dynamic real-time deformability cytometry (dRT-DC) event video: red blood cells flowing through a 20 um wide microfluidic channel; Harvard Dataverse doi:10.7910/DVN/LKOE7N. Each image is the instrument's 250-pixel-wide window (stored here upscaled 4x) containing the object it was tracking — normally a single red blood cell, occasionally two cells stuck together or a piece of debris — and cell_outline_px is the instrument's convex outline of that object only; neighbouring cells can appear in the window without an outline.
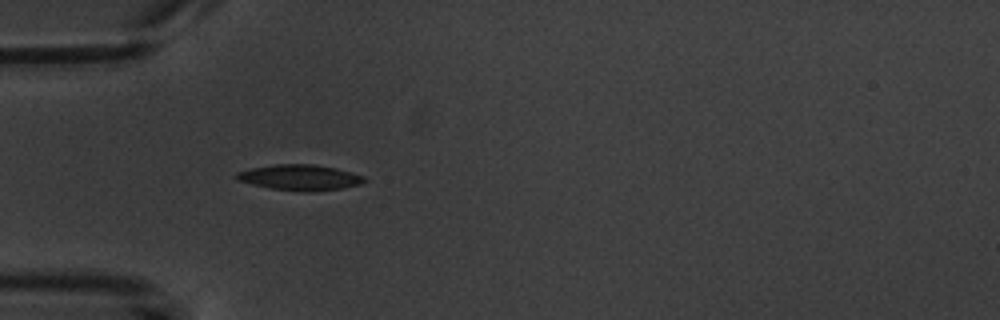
{"species": "common noctule bat (a hibernating species)", "species_latin": "Nyctalus noctula", "temperature_condition": "warm", "stored_images_in_passage": 6, "camera_frame_rate_fps": 3000, "um_per_image_px": 0.085, "animal": {"sex": "male", "body_mass_g": 20.1, "forearm_length_mm": 53.5}, "frame": {"image": 1, "passage_image": 4, "time_ms": 3.667, "image_size_px": [1000, 320], "cell_outline_px": [[368, 180], [360, 184], [340, 188], [308, 192], [300, 192], [272, 188], [252, 184], [236, 180], [232, 176], [236, 172], [252, 168], [276, 164], [312, 164], [336, 168], [352, 172], [364, 176]], "centroid_in_image_um": [25.47, 15.08], "position_along_channel_um": 59.5, "area_um2": 19.13}}
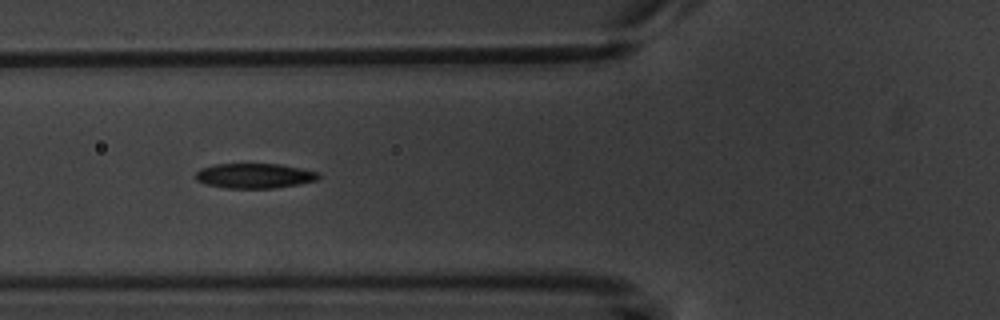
{"frame": {"image": 2, "passage_image": 5, "time_ms": 5.0, "image_size_px": [1000, 320], "cell_outline_px": [[320, 176], [316, 180], [300, 184], [272, 188], [224, 188], [204, 184], [196, 180], [196, 172], [200, 168], [212, 164], [280, 164], [320, 172]], "centroid_in_image_um": [21.61, 14.94], "position_along_channel_um": 104.2, "area_um2": 17.98}}
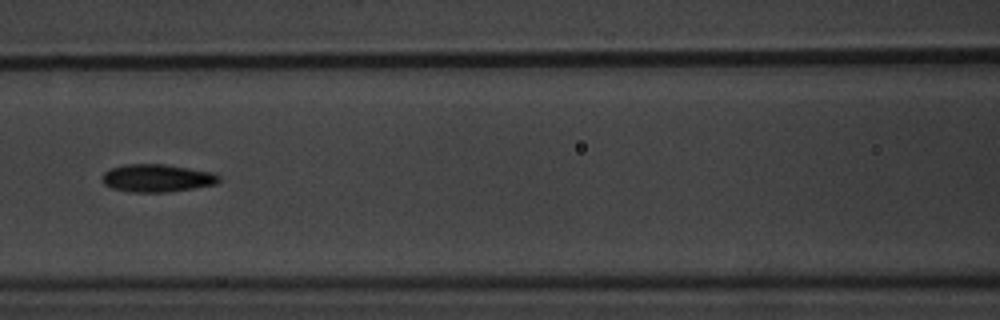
{"frame": {"image": 3, "passage_image": 6, "time_ms": 6.333, "image_size_px": [1000, 320], "cell_outline_px": [[220, 180], [216, 184], [168, 192], [128, 192], [112, 188], [104, 184], [100, 180], [104, 172], [112, 168], [124, 164], [164, 164], [212, 172], [220, 176]], "centroid_in_image_um": [13.31, 15.14], "position_along_channel_um": 153.3, "area_um2": 18.9}}